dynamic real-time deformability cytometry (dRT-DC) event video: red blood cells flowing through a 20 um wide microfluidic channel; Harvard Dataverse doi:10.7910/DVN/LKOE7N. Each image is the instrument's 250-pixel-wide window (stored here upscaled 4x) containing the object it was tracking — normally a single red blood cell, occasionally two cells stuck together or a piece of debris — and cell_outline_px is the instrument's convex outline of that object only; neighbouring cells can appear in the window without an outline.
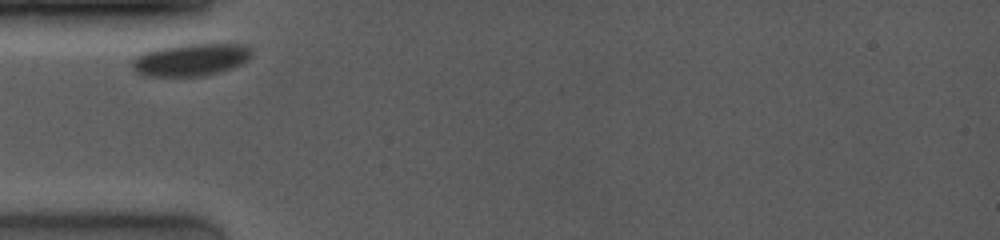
{"species": "common noctule bat (a hibernating species)", "species_latin": "Nyctalus noctula", "temperature_condition": "room temperature", "stored_images_in_passage": 3, "camera_frame_rate_fps": 4000, "um_per_image_px": 0.085, "animal": {"sex": "female", "body_mass_g": 19.0, "forearm_length_mm": 53.3}, "frame": {"image": 1, "passage_image": 1, "time_ms": 0.0, "image_size_px": [1000, 240], "cell_outline_px": [[252, 52], [248, 60], [232, 68], [220, 72], [204, 76], [140, 76], [132, 68], [132, 60], [136, 56], [144, 52], [160, 48], [180, 44], [244, 44], [252, 48]], "centroid_in_image_um": [16.21, 5.08], "position_along_channel_um": 68.8, "area_um2": 22.72}}
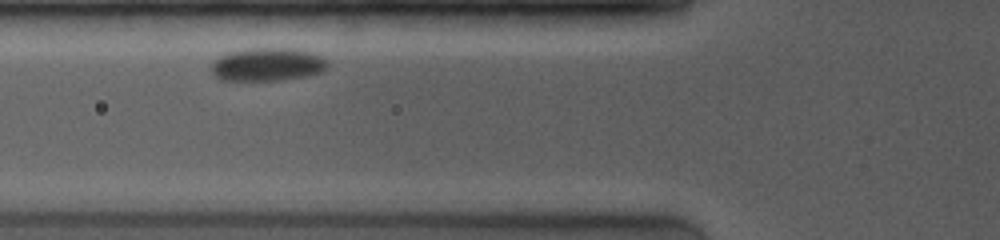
{"frame": {"image": 2, "passage_image": 2, "time_ms": 1.0, "image_size_px": [1000, 240], "cell_outline_px": [[328, 68], [324, 72], [308, 76], [284, 80], [220, 80], [212, 76], [212, 64], [220, 56], [228, 52], [252, 48], [296, 48], [312, 52], [324, 56], [328, 60]], "centroid_in_image_um": [22.81, 5.48], "position_along_channel_um": 103.0, "area_um2": 22.95}}